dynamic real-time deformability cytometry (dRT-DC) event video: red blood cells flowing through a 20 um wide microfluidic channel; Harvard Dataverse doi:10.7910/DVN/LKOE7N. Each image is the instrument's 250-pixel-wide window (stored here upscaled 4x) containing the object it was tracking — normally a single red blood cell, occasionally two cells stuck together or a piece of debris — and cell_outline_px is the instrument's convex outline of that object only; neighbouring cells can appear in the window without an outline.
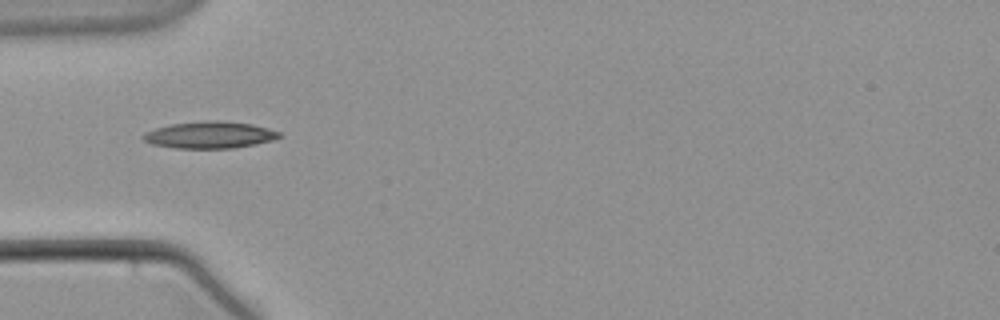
{"species": "common noctule bat (a hibernating species)", "species_latin": "Nyctalus noctula", "temperature_condition": "warm", "stored_images_in_passage": 39, "camera_frame_rate_fps": 3000, "um_per_image_px": 0.085, "animal": {"sex": "male", "body_mass_g": 21.5, "forearm_length_mm": 52.0}, "frame": {"image": 1, "passage_image": 1, "time_ms": 0.0, "image_size_px": [1000, 320], "cell_outline_px": [[280, 136], [272, 140], [256, 144], [232, 148], [176, 148], [152, 144], [144, 140], [140, 136], [144, 132], [156, 128], [172, 124], [208, 120], [216, 120], [252, 124], [268, 128], [280, 132]], "centroid_in_image_um": [17.8, 11.47], "position_along_channel_um": 67.2, "area_um2": 21.15}}
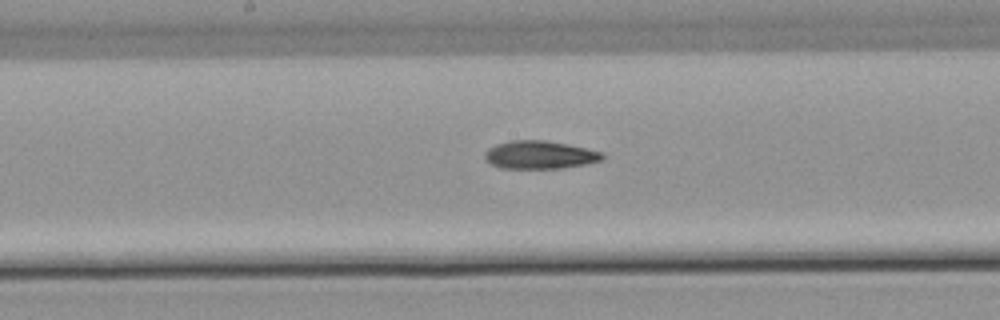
{"frame": {"image": 2, "passage_image": 12, "time_ms": 3.667, "image_size_px": [1000, 320], "cell_outline_px": [[604, 160], [564, 168], [500, 168], [484, 160], [484, 152], [488, 148], [496, 144], [512, 140], [544, 140], [568, 144], [604, 152]], "centroid_in_image_um": [45.88, 13.16], "position_along_channel_um": 202.3, "area_um2": 19.36}}
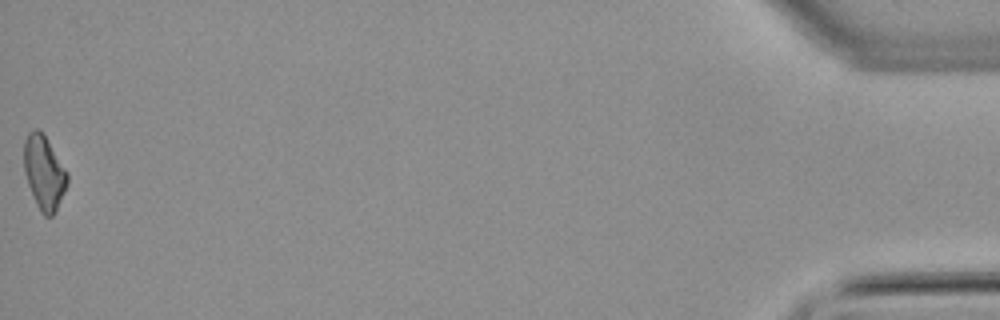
{"frame": {"image": 3, "passage_image": 39, "time_ms": 12.667, "image_size_px": [1000, 320], "cell_outline_px": [[68, 184], [52, 216], [44, 216], [40, 212], [36, 204], [28, 184], [24, 172], [24, 140], [28, 132], [32, 128], [36, 128], [44, 136], [68, 172]], "centroid_in_image_um": [3.73, 14.67], "position_along_channel_um": 431.5, "area_um2": 18.44}}